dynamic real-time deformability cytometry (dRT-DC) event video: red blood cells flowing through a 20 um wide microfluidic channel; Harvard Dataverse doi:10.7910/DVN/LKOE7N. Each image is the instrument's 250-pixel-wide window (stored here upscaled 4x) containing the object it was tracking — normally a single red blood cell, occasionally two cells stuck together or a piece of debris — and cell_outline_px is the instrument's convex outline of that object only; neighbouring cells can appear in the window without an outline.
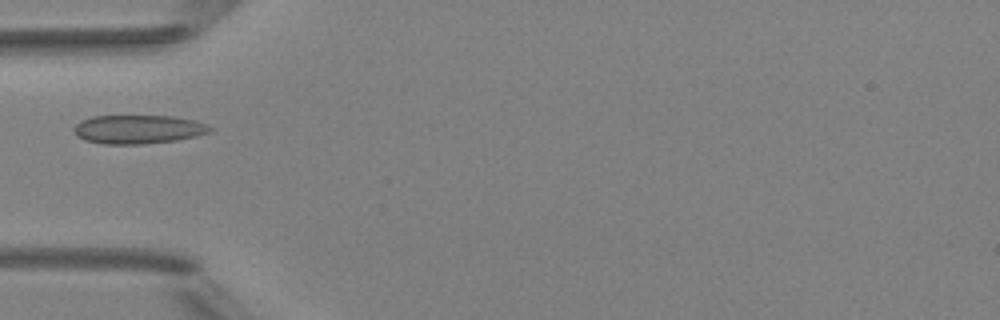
{"species": "Egyptian fruit bat (a non-hibernating species)", "species_latin": "Rousettus aegyptiacus", "temperature_condition": "room temperature", "stored_images_in_passage": 2, "camera_frame_rate_fps": 3000, "um_per_image_px": 0.085, "animal": {"sex": "female"}, "frame": {"image": 1, "passage_image": 2, "time_ms": 2.0, "image_size_px": [1000, 320], "cell_outline_px": [[216, 128], [212, 132], [196, 136], [176, 140], [144, 144], [104, 144], [84, 140], [76, 136], [72, 132], [72, 128], [80, 120], [92, 116], [172, 116], [196, 120], [208, 124]], "centroid_in_image_um": [11.76, 10.99], "position_along_channel_um": 73.2, "area_um2": 23.24}}